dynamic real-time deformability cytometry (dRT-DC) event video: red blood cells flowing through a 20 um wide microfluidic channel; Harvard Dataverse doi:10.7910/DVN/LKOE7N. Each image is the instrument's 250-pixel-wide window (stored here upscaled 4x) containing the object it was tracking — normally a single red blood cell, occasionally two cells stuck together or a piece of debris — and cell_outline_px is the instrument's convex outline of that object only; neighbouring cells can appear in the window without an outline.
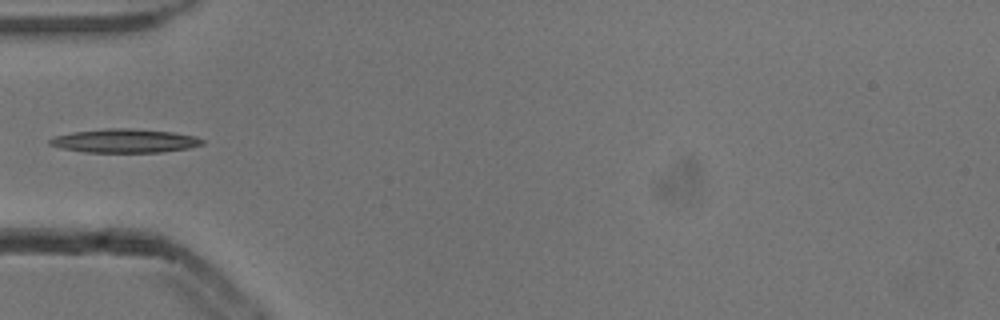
{"species": "common noctule bat (a hibernating species)", "species_latin": "Nyctalus noctula", "temperature_condition": "cold", "stored_images_in_passage": 4, "camera_frame_rate_fps": 3000, "um_per_image_px": 0.085, "animal": {"sex": "male", "body_mass_g": 13.3}, "frame": {"image": 1, "passage_image": 4, "time_ms": 1.0, "image_size_px": [1000, 320], "cell_outline_px": [[204, 144], [188, 148], [160, 152], [84, 152], [60, 148], [48, 144], [48, 140], [56, 136], [72, 132], [108, 128], [132, 128], [172, 132], [196, 136], [204, 140]], "centroid_in_image_um": [10.6, 11.97], "position_along_channel_um": 74.4, "area_um2": 21.1}}